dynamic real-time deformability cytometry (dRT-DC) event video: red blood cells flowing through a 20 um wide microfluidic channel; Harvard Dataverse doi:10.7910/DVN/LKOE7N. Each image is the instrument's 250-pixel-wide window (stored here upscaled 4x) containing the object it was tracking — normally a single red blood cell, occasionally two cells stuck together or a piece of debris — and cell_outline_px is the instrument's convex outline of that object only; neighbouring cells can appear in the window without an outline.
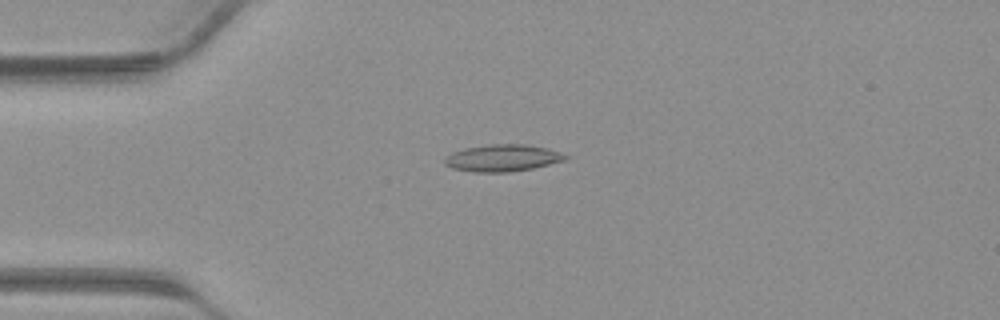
{"species": "common noctule bat (a hibernating species)", "species_latin": "Nyctalus noctula", "temperature_condition": "warm", "stored_images_in_passage": 38, "camera_frame_rate_fps": 3000, "um_per_image_px": 0.085, "animal": {"sex": "male", "body_mass_g": 23.1, "forearm_length_mm": 52.7}, "frame": {"image": 1, "passage_image": 8, "time_ms": 2.333, "image_size_px": [1000, 320], "cell_outline_px": [[572, 156], [564, 160], [532, 168], [508, 172], [472, 172], [452, 168], [444, 164], [444, 156], [452, 152], [464, 148], [488, 144], [528, 144], [548, 148]], "centroid_in_image_um": [42.7, 13.42], "position_along_channel_um": 42.3, "area_um2": 19.13}}
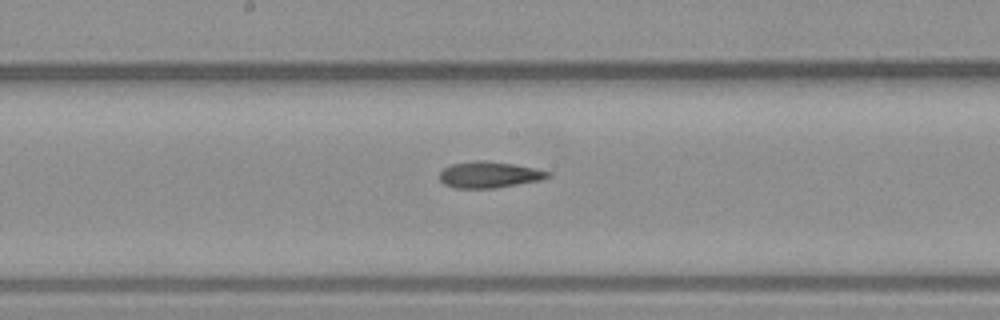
{"frame": {"image": 2, "passage_image": 19, "time_ms": 6.0, "image_size_px": [1000, 320], "cell_outline_px": [[552, 176], [540, 180], [496, 188], [456, 188], [444, 184], [440, 180], [440, 172], [444, 168], [452, 164], [480, 160], [484, 160], [512, 164], [552, 172]], "centroid_in_image_um": [41.59, 14.86], "position_along_channel_um": 206.6, "area_um2": 16.42}}
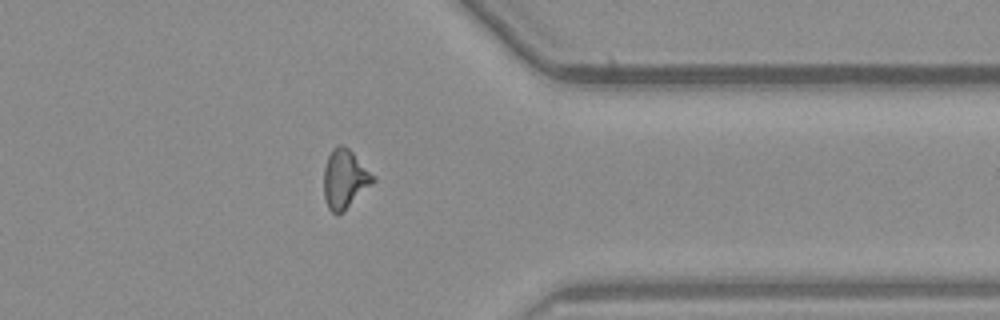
{"frame": {"image": 3, "passage_image": 30, "time_ms": 9.667, "image_size_px": [1000, 320], "cell_outline_px": [[376, 180], [340, 216], [336, 216], [328, 208], [324, 196], [324, 168], [328, 156], [332, 148], [336, 144], [344, 144], [376, 176]], "centroid_in_image_um": [29.31, 15.23], "position_along_channel_um": 382.1, "area_um2": 17.22}}